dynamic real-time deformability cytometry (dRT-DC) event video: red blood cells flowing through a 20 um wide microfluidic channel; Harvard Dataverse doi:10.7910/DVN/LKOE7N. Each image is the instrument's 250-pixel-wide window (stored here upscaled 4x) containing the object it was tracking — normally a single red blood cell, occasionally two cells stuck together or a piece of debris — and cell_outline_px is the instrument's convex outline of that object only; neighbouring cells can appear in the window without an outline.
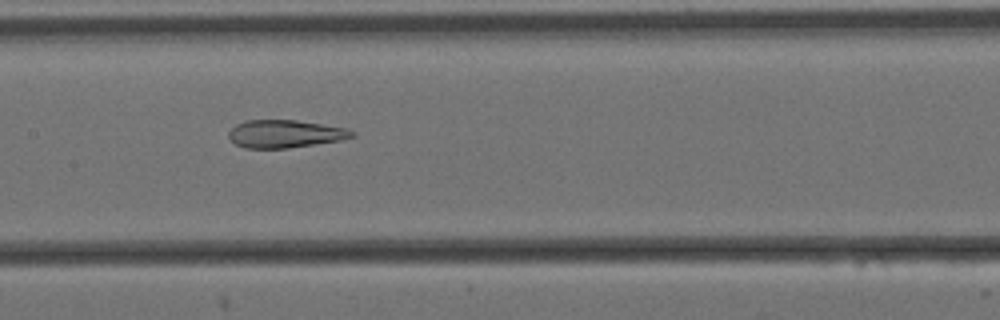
{"species": "Egyptian fruit bat (a non-hibernating species)", "species_latin": "Rousettus aegyptiacus", "temperature_condition": "cold", "stored_images_in_passage": 8, "segment_of_instrument_passage": [1, 2], "camera_frame_rate_fps": 3000, "um_per_image_px": 0.085, "animal": {"sex": "female"}, "frame": {"image": 1, "passage_image": 5, "time_ms": 1.333, "image_size_px": [1000, 320], "cell_outline_px": [[356, 136], [340, 140], [288, 148], [244, 148], [236, 144], [228, 136], [228, 132], [236, 124], [244, 120], [296, 120], [344, 128], [356, 132]], "centroid_in_image_um": [24.2, 11.37], "position_along_channel_um": 183.2, "area_um2": 19.83}}
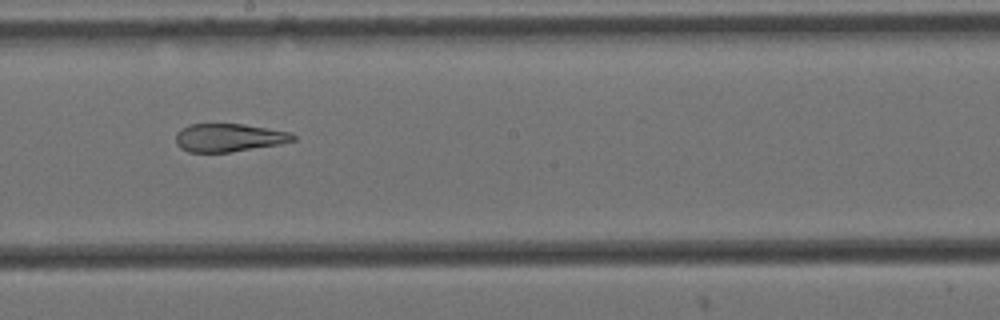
{"frame": {"image": 2, "passage_image": 6, "time_ms": 1.667, "image_size_px": [1000, 320], "cell_outline_px": [[296, 140], [280, 144], [232, 152], [188, 152], [180, 148], [176, 144], [176, 132], [180, 128], [188, 124], [244, 124], [292, 132], [296, 136]], "centroid_in_image_um": [19.45, 11.7], "position_along_channel_um": 228.7, "area_um2": 19.48}}
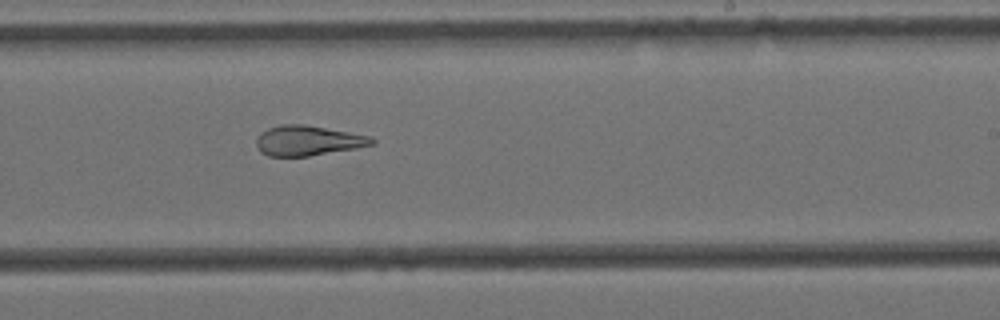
{"frame": {"image": 3, "passage_image": 7, "time_ms": 2.0, "image_size_px": [1000, 320], "cell_outline_px": [[376, 144], [356, 148], [308, 156], [268, 156], [260, 152], [256, 144], [256, 140], [260, 132], [268, 128], [280, 124], [304, 124], [372, 136], [376, 140]], "centroid_in_image_um": [26.18, 11.94], "position_along_channel_um": 262.8, "area_um2": 20.35}}